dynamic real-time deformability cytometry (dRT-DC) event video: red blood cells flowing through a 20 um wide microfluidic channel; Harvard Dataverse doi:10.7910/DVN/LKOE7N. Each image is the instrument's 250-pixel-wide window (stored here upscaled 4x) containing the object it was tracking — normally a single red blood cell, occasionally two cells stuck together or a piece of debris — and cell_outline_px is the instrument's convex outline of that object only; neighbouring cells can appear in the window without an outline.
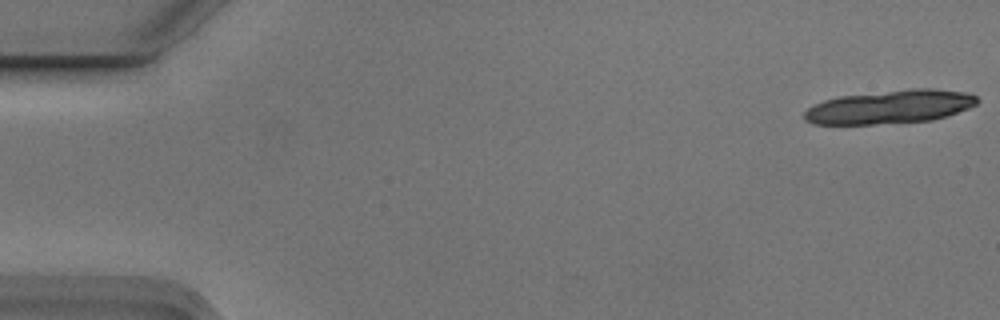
{"species": "Egyptian fruit bat (a non-hibernating species)", "species_latin": "Rousettus aegyptiacus", "temperature_condition": "cold", "stored_images_in_passage": 6, "camera_frame_rate_fps": 3000, "um_per_image_px": 0.085, "animal": {"sex": "male"}, "frame": {"image": 1, "passage_image": 1, "time_ms": 0.0, "image_size_px": [1000, 320], "cell_outline_px": [[980, 100], [976, 104], [968, 108], [932, 120], [872, 124], [816, 124], [804, 120], [804, 112], [808, 108], [824, 100], [840, 96], [912, 88], [936, 88], [968, 92], [976, 96]], "centroid_in_image_um": [75.67, 9.07], "position_along_channel_um": 9.3, "area_um2": 33.64}}
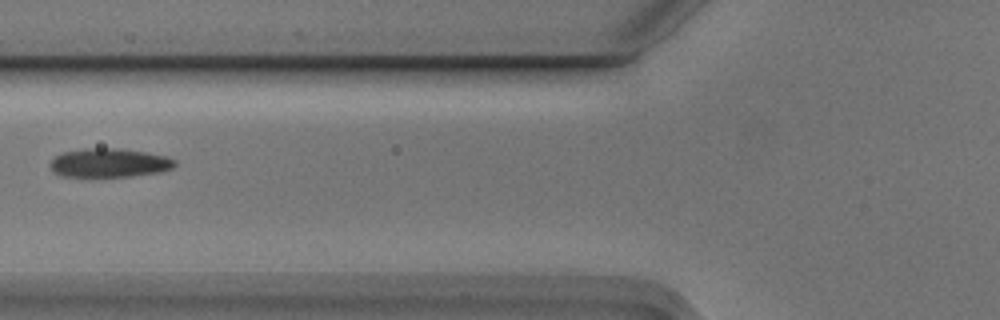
{"frame": {"image": 2, "passage_image": 6, "time_ms": 1.667, "image_size_px": [1000, 320], "cell_outline_px": [[176, 164], [172, 168], [160, 172], [132, 176], [60, 176], [52, 172], [52, 160], [56, 156], [64, 152], [84, 148], [120, 148], [168, 156], [176, 160]], "centroid_in_image_um": [9.32, 13.84], "position_along_channel_um": 116.5, "area_um2": 20.87}}